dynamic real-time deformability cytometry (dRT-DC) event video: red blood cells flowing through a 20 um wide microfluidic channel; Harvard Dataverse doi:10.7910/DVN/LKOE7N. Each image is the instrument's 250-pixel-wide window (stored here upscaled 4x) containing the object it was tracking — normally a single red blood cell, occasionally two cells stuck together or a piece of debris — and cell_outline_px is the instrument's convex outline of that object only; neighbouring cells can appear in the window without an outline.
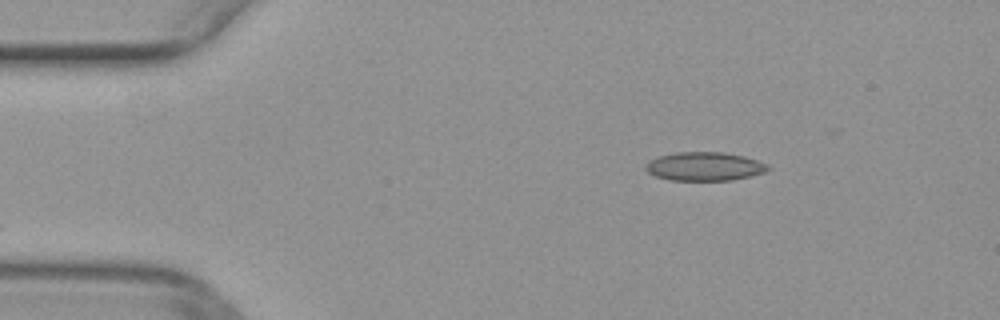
{"species": "common noctule bat (a hibernating species)", "species_latin": "Nyctalus noctula", "temperature_condition": "warm", "stored_images_in_passage": 43, "camera_frame_rate_fps": 3000, "um_per_image_px": 0.085, "animal": {"sex": "female", "body_mass_g": 29.2, "forearm_length_mm": 56.3}, "frame": {"image": 1, "passage_image": 1, "time_ms": 0.0, "image_size_px": [1000, 320], "cell_outline_px": [[772, 168], [764, 172], [732, 180], [668, 180], [656, 176], [648, 172], [644, 168], [648, 160], [656, 156], [676, 152], [724, 152], [744, 156], [768, 164]], "centroid_in_image_um": [59.85, 14.13], "position_along_channel_um": 25.1, "area_um2": 20.52}}
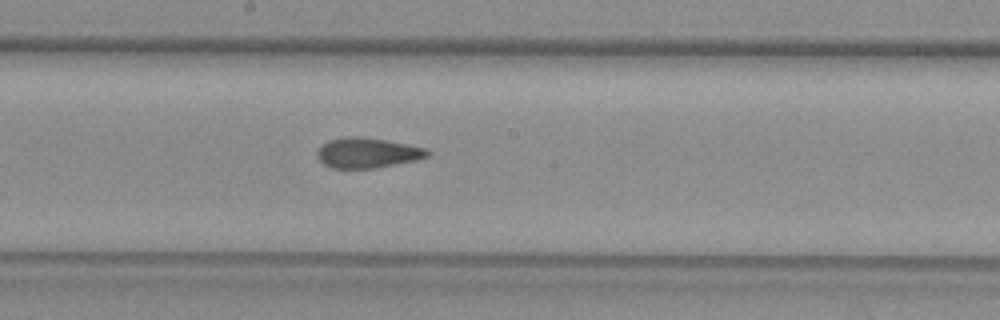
{"frame": {"image": 2, "passage_image": 20, "time_ms": 6.333, "image_size_px": [1000, 320], "cell_outline_px": [[432, 152], [428, 156], [416, 160], [376, 168], [332, 168], [324, 164], [316, 156], [316, 152], [328, 140], [344, 136], [360, 136], [384, 140], [424, 148]], "centroid_in_image_um": [31.2, 12.99], "position_along_channel_um": 217.0, "area_um2": 19.25}}
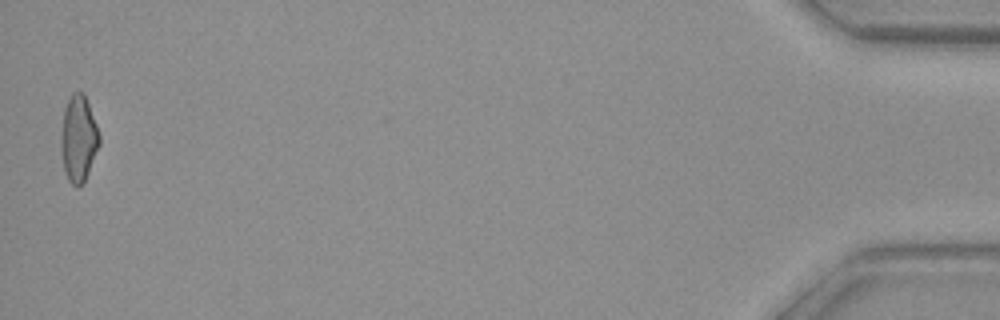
{"frame": {"image": 3, "passage_image": 43, "time_ms": 14.0, "image_size_px": [1000, 320], "cell_outline_px": [[100, 144], [88, 172], [84, 180], [80, 184], [72, 184], [68, 180], [64, 172], [60, 152], [60, 136], [64, 108], [72, 92], [84, 92], [96, 124], [100, 136]], "centroid_in_image_um": [6.65, 11.75], "position_along_channel_um": 428.6, "area_um2": 19.31}}